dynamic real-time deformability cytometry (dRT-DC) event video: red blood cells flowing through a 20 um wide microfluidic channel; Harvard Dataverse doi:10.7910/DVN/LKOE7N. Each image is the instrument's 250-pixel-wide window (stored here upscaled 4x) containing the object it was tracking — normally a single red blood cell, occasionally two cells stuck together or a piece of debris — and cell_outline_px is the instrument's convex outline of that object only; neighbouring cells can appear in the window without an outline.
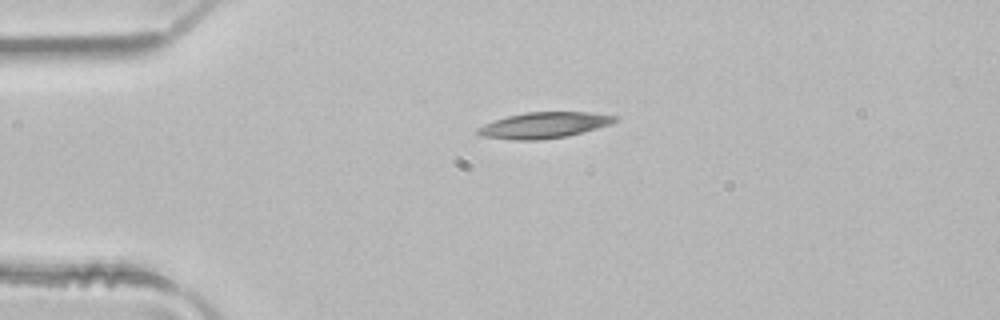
{"species": "common noctule bat (a hibernating species)", "species_latin": "Nyctalus noctula", "temperature_condition": "room temperature", "stored_images_in_passage": 4, "camera_frame_rate_fps": 3000, "um_per_image_px": 0.085, "animal": {"sex": "male", "body_mass_g": 21.5, "forearm_length_mm": 52.0}, "frame": {"image": 1, "passage_image": 1, "time_ms": 0.0, "image_size_px": [1000, 320], "cell_outline_px": [[620, 116], [616, 120], [608, 124], [584, 132], [568, 136], [540, 140], [516, 140], [484, 136], [476, 132], [476, 128], [484, 124], [508, 116], [528, 112], [588, 112]], "centroid_in_image_um": [46.25, 10.64], "position_along_channel_um": 38.7, "area_um2": 20.52}}
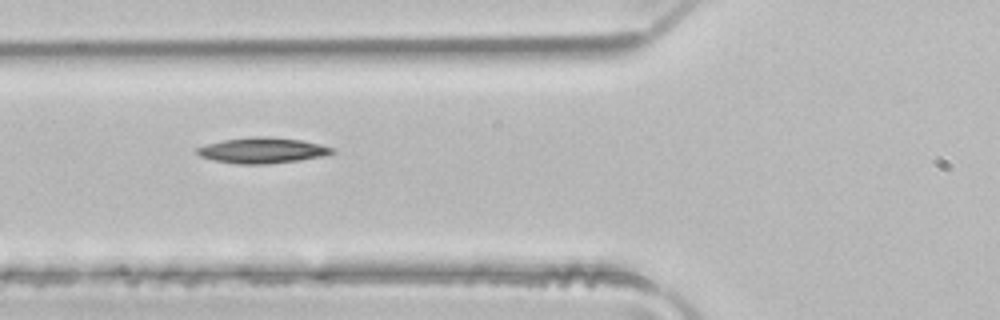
{"frame": {"image": 2, "passage_image": 3, "time_ms": 0.667, "image_size_px": [1000, 320], "cell_outline_px": [[336, 152], [324, 156], [300, 160], [268, 164], [236, 164], [212, 160], [200, 156], [196, 152], [196, 148], [208, 144], [224, 140], [256, 136], [264, 136], [300, 140], [320, 144], [336, 148]], "centroid_in_image_um": [22.33, 12.79], "position_along_channel_um": 103.5, "area_um2": 20.23}}
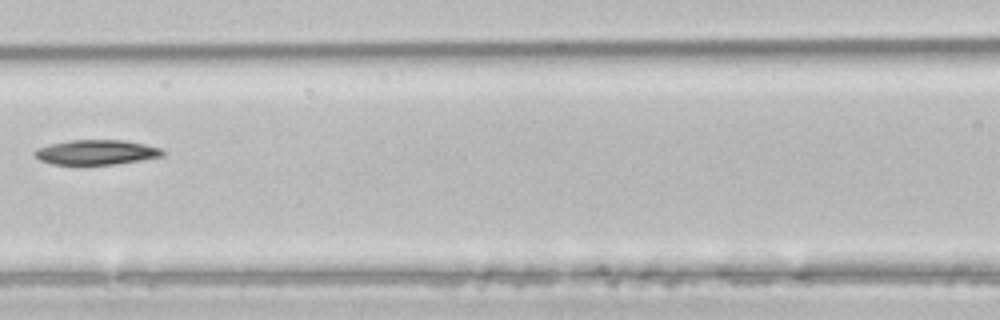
{"frame": {"image": 3, "passage_image": 4, "time_ms": 1.0, "image_size_px": [1000, 320], "cell_outline_px": [[164, 156], [140, 160], [112, 164], [52, 164], [40, 160], [32, 152], [36, 148], [68, 140], [124, 140], [144, 144], [160, 148], [164, 152]], "centroid_in_image_um": [8.17, 12.93], "position_along_channel_um": 158.4, "area_um2": 18.32}}